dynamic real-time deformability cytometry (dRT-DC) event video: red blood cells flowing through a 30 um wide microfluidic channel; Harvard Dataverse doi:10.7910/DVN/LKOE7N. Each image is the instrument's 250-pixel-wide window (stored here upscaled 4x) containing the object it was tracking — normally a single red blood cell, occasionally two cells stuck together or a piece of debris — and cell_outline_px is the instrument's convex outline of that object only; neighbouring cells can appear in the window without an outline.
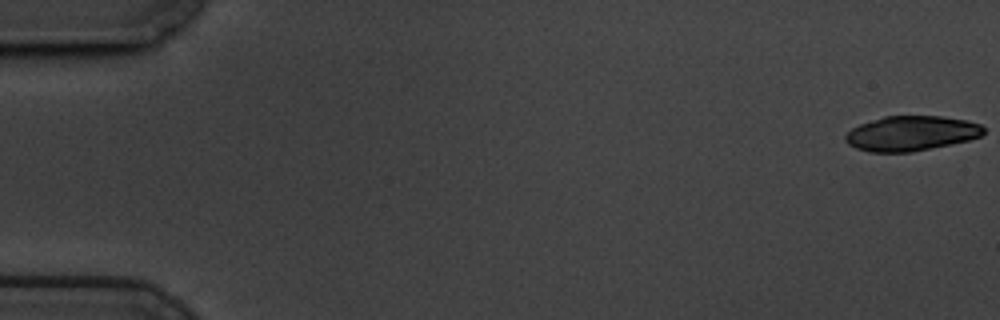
{"species": "common noctule bat (a hibernating species)", "species_latin": "Nyctalus noctula", "temperature_condition": "cold", "stored_images_in_passage": 58, "camera_frame_rate_fps": 3000, "um_per_image_px": 0.085, "animal": {"sex": "male", "body_mass_g": 19.5, "forearm_length_mm": 54.6}, "frame": {"image": 1, "passage_image": 1, "time_ms": 0.0, "image_size_px": [1000, 320], "cell_outline_px": [[984, 132], [980, 136], [968, 140], [952, 144], [912, 152], [868, 152], [856, 148], [848, 144], [844, 140], [844, 136], [852, 128], [860, 124], [884, 116], [940, 116], [968, 120], [980, 124], [984, 128]], "centroid_in_image_um": [77.44, 11.34], "position_along_channel_um": 7.6, "area_um2": 28.15}}
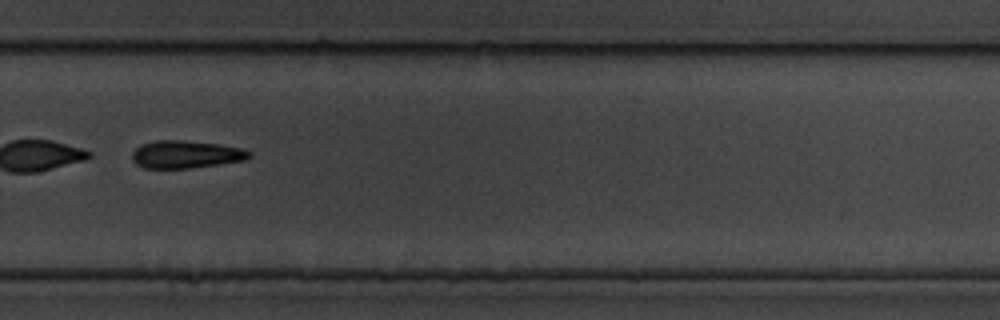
{"frame": {"image": 2, "passage_image": 41, "time_ms": 13.333, "image_size_px": [1000, 320], "cell_outline_px": [[252, 156], [244, 160], [220, 164], [188, 168], [144, 168], [136, 164], [132, 160], [132, 152], [140, 144], [156, 140], [184, 140], [220, 144], [244, 148], [252, 152]], "centroid_in_image_um": [15.81, 13.11], "position_along_channel_um": 314.0, "area_um2": 19.07}, "authors_computed_cell_mechanics": {"area_um2": 28.9867, "velocity_mm_per_s": 3.4432, "shape_relaxation_time_tau1_ms": 0.95, "shape_relaxation_time_tau2_ms": null, "deformation_change_tau1": 0.2278, "deformation_change_tau2": null}}